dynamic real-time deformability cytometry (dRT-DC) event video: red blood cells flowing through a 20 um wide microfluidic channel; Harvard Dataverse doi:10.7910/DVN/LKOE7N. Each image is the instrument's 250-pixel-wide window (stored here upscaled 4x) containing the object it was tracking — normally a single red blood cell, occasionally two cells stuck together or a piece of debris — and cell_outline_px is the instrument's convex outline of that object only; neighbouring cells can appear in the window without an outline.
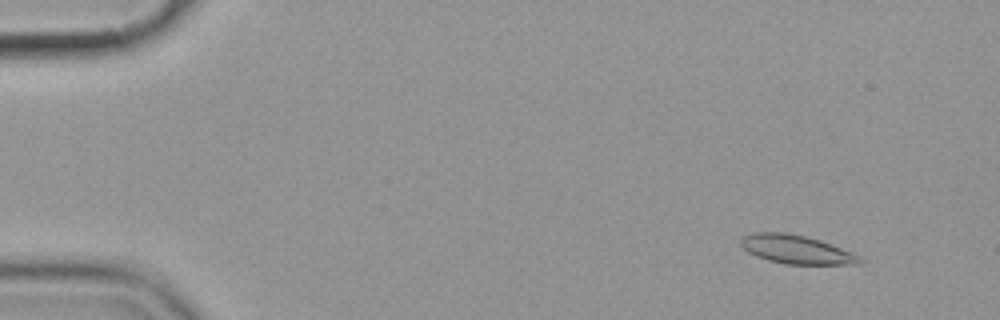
{"species": "common noctule bat (a hibernating species)", "species_latin": "Nyctalus noctula", "temperature_condition": "cold", "stored_images_in_passage": 6, "camera_frame_rate_fps": 3000, "um_per_image_px": 0.085, "animal": {"sex": "female", "body_mass_g": 19.9}, "frame": {"image": 1, "passage_image": 2, "time_ms": 1.0, "image_size_px": [1000, 320], "cell_outline_px": [[864, 260], [860, 264], [784, 264], [768, 260], [756, 256], [748, 252], [740, 244], [740, 240], [744, 236], [756, 232], [788, 232], [820, 240], [860, 256]], "centroid_in_image_um": [67.67, 21.2], "position_along_channel_um": 17.3, "area_um2": 19.71}}
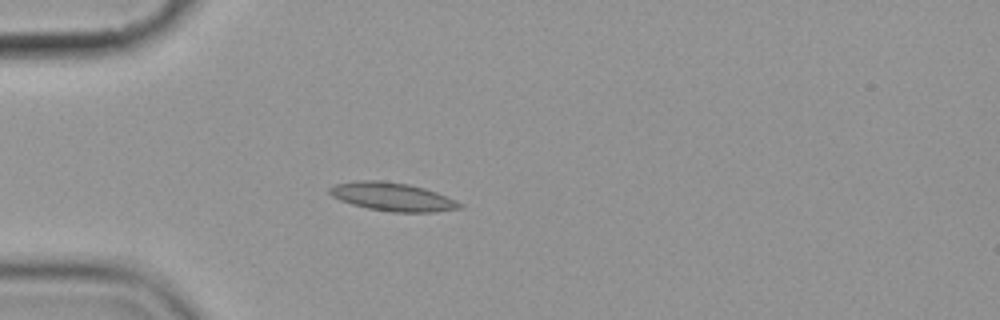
{"frame": {"image": 2, "passage_image": 5, "time_ms": 4.667, "image_size_px": [1000, 320], "cell_outline_px": [[464, 208], [436, 212], [392, 212], [368, 208], [352, 204], [340, 200], [332, 196], [328, 192], [328, 188], [336, 184], [356, 180], [380, 180], [408, 184], [424, 188], [436, 192], [456, 200], [464, 204]], "centroid_in_image_um": [33.38, 16.73], "position_along_channel_um": 51.6, "area_um2": 21.62}}